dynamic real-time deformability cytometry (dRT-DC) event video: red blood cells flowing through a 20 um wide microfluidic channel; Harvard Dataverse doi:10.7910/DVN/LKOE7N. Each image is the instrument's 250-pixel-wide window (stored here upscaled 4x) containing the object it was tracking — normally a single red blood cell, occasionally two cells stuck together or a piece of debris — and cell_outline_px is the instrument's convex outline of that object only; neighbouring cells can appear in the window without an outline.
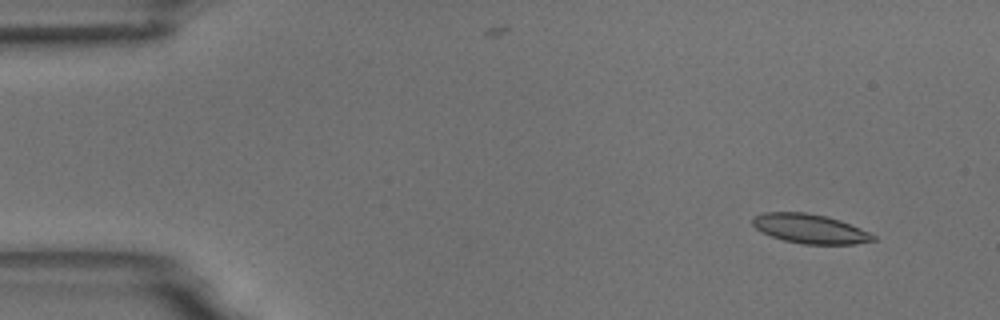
{"species": "common noctule bat (a hibernating species)", "species_latin": "Nyctalus noctula", "temperature_condition": "room temperature", "stored_images_in_passage": 8, "camera_frame_rate_fps": 3000, "um_per_image_px": 0.085, "animal": {"sex": "male", "body_mass_g": 18.8}, "frame": {"image": 1, "passage_image": 2, "time_ms": 1.333, "image_size_px": [1000, 320], "cell_outline_px": [[876, 240], [856, 244], [804, 244], [784, 240], [772, 236], [756, 228], [752, 224], [752, 216], [764, 212], [804, 212], [824, 216], [840, 220], [860, 228], [876, 236]], "centroid_in_image_um": [68.85, 19.44], "position_along_channel_um": 16.2, "area_um2": 20.46}}
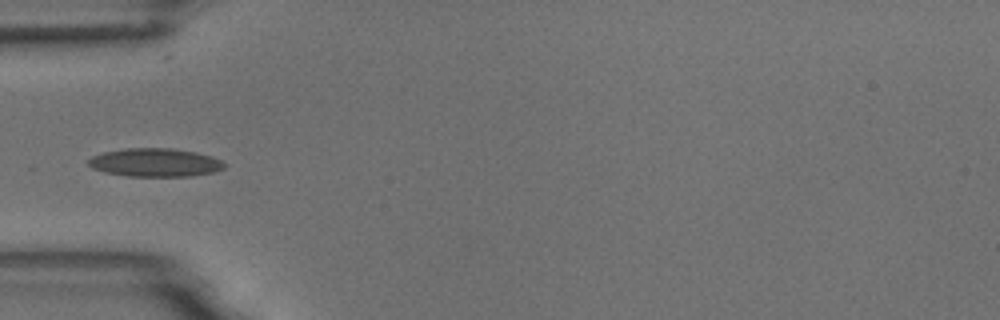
{"frame": {"image": 2, "passage_image": 5, "time_ms": 5.667, "image_size_px": [1000, 320], "cell_outline_px": [[228, 164], [224, 168], [216, 172], [192, 176], [128, 176], [104, 172], [92, 168], [88, 164], [88, 160], [92, 156], [104, 152], [124, 148], [172, 148], [196, 152], [212, 156]], "centroid_in_image_um": [13.22, 13.81], "position_along_channel_um": 71.8, "area_um2": 22.66}}